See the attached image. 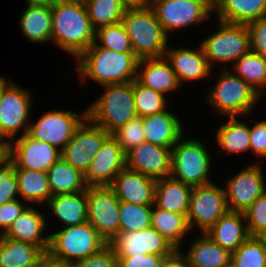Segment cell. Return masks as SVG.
Instances as JSON below:
<instances>
[{"mask_svg": "<svg viewBox=\"0 0 266 267\" xmlns=\"http://www.w3.org/2000/svg\"><path fill=\"white\" fill-rule=\"evenodd\" d=\"M51 42L76 59L95 42L83 0H60L51 8Z\"/></svg>", "mask_w": 266, "mask_h": 267, "instance_id": "cell-1", "label": "cell"}, {"mask_svg": "<svg viewBox=\"0 0 266 267\" xmlns=\"http://www.w3.org/2000/svg\"><path fill=\"white\" fill-rule=\"evenodd\" d=\"M76 60L75 71L84 85L89 79L102 86L125 84L137 77L139 59L133 52H116L94 42Z\"/></svg>", "mask_w": 266, "mask_h": 267, "instance_id": "cell-2", "label": "cell"}, {"mask_svg": "<svg viewBox=\"0 0 266 267\" xmlns=\"http://www.w3.org/2000/svg\"><path fill=\"white\" fill-rule=\"evenodd\" d=\"M135 56L141 59L162 58L168 48L167 35L150 6L126 10L122 20Z\"/></svg>", "mask_w": 266, "mask_h": 267, "instance_id": "cell-3", "label": "cell"}, {"mask_svg": "<svg viewBox=\"0 0 266 267\" xmlns=\"http://www.w3.org/2000/svg\"><path fill=\"white\" fill-rule=\"evenodd\" d=\"M104 92L87 107V118L110 135L129 120L137 117L133 81L125 84H106Z\"/></svg>", "mask_w": 266, "mask_h": 267, "instance_id": "cell-4", "label": "cell"}, {"mask_svg": "<svg viewBox=\"0 0 266 267\" xmlns=\"http://www.w3.org/2000/svg\"><path fill=\"white\" fill-rule=\"evenodd\" d=\"M220 71L216 84L205 99L215 113L241 118L254 112V107L262 97L230 69H220Z\"/></svg>", "mask_w": 266, "mask_h": 267, "instance_id": "cell-5", "label": "cell"}, {"mask_svg": "<svg viewBox=\"0 0 266 267\" xmlns=\"http://www.w3.org/2000/svg\"><path fill=\"white\" fill-rule=\"evenodd\" d=\"M184 139L183 135L172 147L170 176L192 187L212 183L213 161L206 145L198 139Z\"/></svg>", "mask_w": 266, "mask_h": 267, "instance_id": "cell-6", "label": "cell"}, {"mask_svg": "<svg viewBox=\"0 0 266 267\" xmlns=\"http://www.w3.org/2000/svg\"><path fill=\"white\" fill-rule=\"evenodd\" d=\"M216 21L217 31L203 39L200 45L212 69L215 62L222 64L218 69H229L228 63L234 64L250 51L249 31L246 24Z\"/></svg>", "mask_w": 266, "mask_h": 267, "instance_id": "cell-7", "label": "cell"}, {"mask_svg": "<svg viewBox=\"0 0 266 267\" xmlns=\"http://www.w3.org/2000/svg\"><path fill=\"white\" fill-rule=\"evenodd\" d=\"M62 228L49 234L47 253L55 258L75 263L108 244L88 221Z\"/></svg>", "mask_w": 266, "mask_h": 267, "instance_id": "cell-8", "label": "cell"}, {"mask_svg": "<svg viewBox=\"0 0 266 267\" xmlns=\"http://www.w3.org/2000/svg\"><path fill=\"white\" fill-rule=\"evenodd\" d=\"M31 91L9 81L0 95V142L5 146L23 129L27 134L30 110L32 106ZM22 128V129H21Z\"/></svg>", "mask_w": 266, "mask_h": 267, "instance_id": "cell-9", "label": "cell"}, {"mask_svg": "<svg viewBox=\"0 0 266 267\" xmlns=\"http://www.w3.org/2000/svg\"><path fill=\"white\" fill-rule=\"evenodd\" d=\"M86 118L87 109L81 111L80 114L72 110H49L43 113L36 122H30L27 135L62 151L75 130Z\"/></svg>", "mask_w": 266, "mask_h": 267, "instance_id": "cell-10", "label": "cell"}, {"mask_svg": "<svg viewBox=\"0 0 266 267\" xmlns=\"http://www.w3.org/2000/svg\"><path fill=\"white\" fill-rule=\"evenodd\" d=\"M228 211L224 188L214 182L193 187L186 216L189 230L198 227L205 233Z\"/></svg>", "mask_w": 266, "mask_h": 267, "instance_id": "cell-11", "label": "cell"}, {"mask_svg": "<svg viewBox=\"0 0 266 267\" xmlns=\"http://www.w3.org/2000/svg\"><path fill=\"white\" fill-rule=\"evenodd\" d=\"M150 7L167 35L192 25H202L214 12L205 0H151Z\"/></svg>", "mask_w": 266, "mask_h": 267, "instance_id": "cell-12", "label": "cell"}, {"mask_svg": "<svg viewBox=\"0 0 266 267\" xmlns=\"http://www.w3.org/2000/svg\"><path fill=\"white\" fill-rule=\"evenodd\" d=\"M120 200L109 186H88V222L110 243L119 234Z\"/></svg>", "mask_w": 266, "mask_h": 267, "instance_id": "cell-13", "label": "cell"}, {"mask_svg": "<svg viewBox=\"0 0 266 267\" xmlns=\"http://www.w3.org/2000/svg\"><path fill=\"white\" fill-rule=\"evenodd\" d=\"M109 136L110 134L102 127L86 118L61 151V158L85 174L93 158Z\"/></svg>", "mask_w": 266, "mask_h": 267, "instance_id": "cell-14", "label": "cell"}, {"mask_svg": "<svg viewBox=\"0 0 266 267\" xmlns=\"http://www.w3.org/2000/svg\"><path fill=\"white\" fill-rule=\"evenodd\" d=\"M263 166L247 164L240 172L226 179L224 186L229 211L244 212L266 191Z\"/></svg>", "mask_w": 266, "mask_h": 267, "instance_id": "cell-15", "label": "cell"}, {"mask_svg": "<svg viewBox=\"0 0 266 267\" xmlns=\"http://www.w3.org/2000/svg\"><path fill=\"white\" fill-rule=\"evenodd\" d=\"M5 154L14 163L15 169L45 173L61 157L60 150L46 142L34 140L27 134L8 143Z\"/></svg>", "mask_w": 266, "mask_h": 267, "instance_id": "cell-16", "label": "cell"}, {"mask_svg": "<svg viewBox=\"0 0 266 267\" xmlns=\"http://www.w3.org/2000/svg\"><path fill=\"white\" fill-rule=\"evenodd\" d=\"M110 244L117 257H130L141 254L170 256L177 250L153 227L135 232L119 233Z\"/></svg>", "mask_w": 266, "mask_h": 267, "instance_id": "cell-17", "label": "cell"}, {"mask_svg": "<svg viewBox=\"0 0 266 267\" xmlns=\"http://www.w3.org/2000/svg\"><path fill=\"white\" fill-rule=\"evenodd\" d=\"M125 167L126 154L118 141L110 135L84 174L85 182L88 186H110Z\"/></svg>", "mask_w": 266, "mask_h": 267, "instance_id": "cell-18", "label": "cell"}, {"mask_svg": "<svg viewBox=\"0 0 266 267\" xmlns=\"http://www.w3.org/2000/svg\"><path fill=\"white\" fill-rule=\"evenodd\" d=\"M172 148L143 142L126 154V167L155 180L171 175Z\"/></svg>", "mask_w": 266, "mask_h": 267, "instance_id": "cell-19", "label": "cell"}, {"mask_svg": "<svg viewBox=\"0 0 266 267\" xmlns=\"http://www.w3.org/2000/svg\"><path fill=\"white\" fill-rule=\"evenodd\" d=\"M164 57L170 63L180 85L184 82L201 81L209 76L213 69L208 63L204 51L199 45L195 50L171 46L167 48Z\"/></svg>", "mask_w": 266, "mask_h": 267, "instance_id": "cell-20", "label": "cell"}, {"mask_svg": "<svg viewBox=\"0 0 266 267\" xmlns=\"http://www.w3.org/2000/svg\"><path fill=\"white\" fill-rule=\"evenodd\" d=\"M47 218L45 213H41L38 208L29 204L2 236L15 241L30 243L45 253L49 247V235L44 234L48 227Z\"/></svg>", "mask_w": 266, "mask_h": 267, "instance_id": "cell-21", "label": "cell"}, {"mask_svg": "<svg viewBox=\"0 0 266 267\" xmlns=\"http://www.w3.org/2000/svg\"><path fill=\"white\" fill-rule=\"evenodd\" d=\"M156 181L138 171L125 167L118 173L109 187L121 202L153 205Z\"/></svg>", "mask_w": 266, "mask_h": 267, "instance_id": "cell-22", "label": "cell"}, {"mask_svg": "<svg viewBox=\"0 0 266 267\" xmlns=\"http://www.w3.org/2000/svg\"><path fill=\"white\" fill-rule=\"evenodd\" d=\"M136 80L143 86L163 95L181 87L175 72L165 57L138 61Z\"/></svg>", "mask_w": 266, "mask_h": 267, "instance_id": "cell-23", "label": "cell"}, {"mask_svg": "<svg viewBox=\"0 0 266 267\" xmlns=\"http://www.w3.org/2000/svg\"><path fill=\"white\" fill-rule=\"evenodd\" d=\"M145 141L157 146L172 148L184 135L181 120L169 110L142 117Z\"/></svg>", "mask_w": 266, "mask_h": 267, "instance_id": "cell-24", "label": "cell"}, {"mask_svg": "<svg viewBox=\"0 0 266 267\" xmlns=\"http://www.w3.org/2000/svg\"><path fill=\"white\" fill-rule=\"evenodd\" d=\"M206 233L230 253L250 237L244 212L236 211H228Z\"/></svg>", "mask_w": 266, "mask_h": 267, "instance_id": "cell-25", "label": "cell"}, {"mask_svg": "<svg viewBox=\"0 0 266 267\" xmlns=\"http://www.w3.org/2000/svg\"><path fill=\"white\" fill-rule=\"evenodd\" d=\"M51 214L62 222L63 227L81 225L88 221L87 190L73 194L52 196L47 204Z\"/></svg>", "mask_w": 266, "mask_h": 267, "instance_id": "cell-26", "label": "cell"}, {"mask_svg": "<svg viewBox=\"0 0 266 267\" xmlns=\"http://www.w3.org/2000/svg\"><path fill=\"white\" fill-rule=\"evenodd\" d=\"M192 186L171 176L156 181L154 205L162 210L187 216Z\"/></svg>", "mask_w": 266, "mask_h": 267, "instance_id": "cell-27", "label": "cell"}, {"mask_svg": "<svg viewBox=\"0 0 266 267\" xmlns=\"http://www.w3.org/2000/svg\"><path fill=\"white\" fill-rule=\"evenodd\" d=\"M194 238L184 254L190 267H231V253L217 244L206 232Z\"/></svg>", "mask_w": 266, "mask_h": 267, "instance_id": "cell-28", "label": "cell"}, {"mask_svg": "<svg viewBox=\"0 0 266 267\" xmlns=\"http://www.w3.org/2000/svg\"><path fill=\"white\" fill-rule=\"evenodd\" d=\"M22 12L20 29L27 40L33 43L51 42L52 11L50 7L28 5Z\"/></svg>", "mask_w": 266, "mask_h": 267, "instance_id": "cell-29", "label": "cell"}, {"mask_svg": "<svg viewBox=\"0 0 266 267\" xmlns=\"http://www.w3.org/2000/svg\"><path fill=\"white\" fill-rule=\"evenodd\" d=\"M213 13L223 22L247 24L266 18V0H222Z\"/></svg>", "mask_w": 266, "mask_h": 267, "instance_id": "cell-30", "label": "cell"}, {"mask_svg": "<svg viewBox=\"0 0 266 267\" xmlns=\"http://www.w3.org/2000/svg\"><path fill=\"white\" fill-rule=\"evenodd\" d=\"M52 196L86 191L88 185L84 174L59 158L47 171Z\"/></svg>", "mask_w": 266, "mask_h": 267, "instance_id": "cell-31", "label": "cell"}, {"mask_svg": "<svg viewBox=\"0 0 266 267\" xmlns=\"http://www.w3.org/2000/svg\"><path fill=\"white\" fill-rule=\"evenodd\" d=\"M18 181V194L20 200L26 203L43 204L46 206L52 197L48 175L42 171L15 169Z\"/></svg>", "mask_w": 266, "mask_h": 267, "instance_id": "cell-32", "label": "cell"}, {"mask_svg": "<svg viewBox=\"0 0 266 267\" xmlns=\"http://www.w3.org/2000/svg\"><path fill=\"white\" fill-rule=\"evenodd\" d=\"M238 119L237 116L229 117L228 121L216 130L217 146L221 147L226 155L250 151V126Z\"/></svg>", "mask_w": 266, "mask_h": 267, "instance_id": "cell-33", "label": "cell"}, {"mask_svg": "<svg viewBox=\"0 0 266 267\" xmlns=\"http://www.w3.org/2000/svg\"><path fill=\"white\" fill-rule=\"evenodd\" d=\"M42 255L37 246L0 235V267H37Z\"/></svg>", "mask_w": 266, "mask_h": 267, "instance_id": "cell-34", "label": "cell"}, {"mask_svg": "<svg viewBox=\"0 0 266 267\" xmlns=\"http://www.w3.org/2000/svg\"><path fill=\"white\" fill-rule=\"evenodd\" d=\"M151 227L167 239L176 249H180L185 236L190 230L186 217L170 211L162 210L153 204Z\"/></svg>", "mask_w": 266, "mask_h": 267, "instance_id": "cell-35", "label": "cell"}, {"mask_svg": "<svg viewBox=\"0 0 266 267\" xmlns=\"http://www.w3.org/2000/svg\"><path fill=\"white\" fill-rule=\"evenodd\" d=\"M233 73L241 77L262 98L266 91V58L249 51L232 65Z\"/></svg>", "mask_w": 266, "mask_h": 267, "instance_id": "cell-36", "label": "cell"}, {"mask_svg": "<svg viewBox=\"0 0 266 267\" xmlns=\"http://www.w3.org/2000/svg\"><path fill=\"white\" fill-rule=\"evenodd\" d=\"M83 2L95 30L120 23L126 12L120 0H83Z\"/></svg>", "mask_w": 266, "mask_h": 267, "instance_id": "cell-37", "label": "cell"}, {"mask_svg": "<svg viewBox=\"0 0 266 267\" xmlns=\"http://www.w3.org/2000/svg\"><path fill=\"white\" fill-rule=\"evenodd\" d=\"M153 205L121 202L119 207V233L135 232L151 227Z\"/></svg>", "mask_w": 266, "mask_h": 267, "instance_id": "cell-38", "label": "cell"}, {"mask_svg": "<svg viewBox=\"0 0 266 267\" xmlns=\"http://www.w3.org/2000/svg\"><path fill=\"white\" fill-rule=\"evenodd\" d=\"M133 94L138 117L159 114L168 109L169 102L165 95L141 85L136 79L133 80Z\"/></svg>", "mask_w": 266, "mask_h": 267, "instance_id": "cell-39", "label": "cell"}, {"mask_svg": "<svg viewBox=\"0 0 266 267\" xmlns=\"http://www.w3.org/2000/svg\"><path fill=\"white\" fill-rule=\"evenodd\" d=\"M231 267H266V248L258 237H249L233 253Z\"/></svg>", "mask_w": 266, "mask_h": 267, "instance_id": "cell-40", "label": "cell"}, {"mask_svg": "<svg viewBox=\"0 0 266 267\" xmlns=\"http://www.w3.org/2000/svg\"><path fill=\"white\" fill-rule=\"evenodd\" d=\"M95 43L116 52H133L122 22L98 28L95 31Z\"/></svg>", "mask_w": 266, "mask_h": 267, "instance_id": "cell-41", "label": "cell"}, {"mask_svg": "<svg viewBox=\"0 0 266 267\" xmlns=\"http://www.w3.org/2000/svg\"><path fill=\"white\" fill-rule=\"evenodd\" d=\"M125 154L145 142L142 117H135L111 134Z\"/></svg>", "mask_w": 266, "mask_h": 267, "instance_id": "cell-42", "label": "cell"}, {"mask_svg": "<svg viewBox=\"0 0 266 267\" xmlns=\"http://www.w3.org/2000/svg\"><path fill=\"white\" fill-rule=\"evenodd\" d=\"M14 171V163L5 154L0 159V206L19 198L18 181Z\"/></svg>", "mask_w": 266, "mask_h": 267, "instance_id": "cell-43", "label": "cell"}, {"mask_svg": "<svg viewBox=\"0 0 266 267\" xmlns=\"http://www.w3.org/2000/svg\"><path fill=\"white\" fill-rule=\"evenodd\" d=\"M244 214L250 237H258L266 231V191L244 211Z\"/></svg>", "mask_w": 266, "mask_h": 267, "instance_id": "cell-44", "label": "cell"}, {"mask_svg": "<svg viewBox=\"0 0 266 267\" xmlns=\"http://www.w3.org/2000/svg\"><path fill=\"white\" fill-rule=\"evenodd\" d=\"M74 267H117V256L110 243L102 249L74 263Z\"/></svg>", "mask_w": 266, "mask_h": 267, "instance_id": "cell-45", "label": "cell"}, {"mask_svg": "<svg viewBox=\"0 0 266 267\" xmlns=\"http://www.w3.org/2000/svg\"><path fill=\"white\" fill-rule=\"evenodd\" d=\"M250 36V51L266 58V18L246 24Z\"/></svg>", "mask_w": 266, "mask_h": 267, "instance_id": "cell-46", "label": "cell"}, {"mask_svg": "<svg viewBox=\"0 0 266 267\" xmlns=\"http://www.w3.org/2000/svg\"><path fill=\"white\" fill-rule=\"evenodd\" d=\"M250 151L258 158H266V119L250 126Z\"/></svg>", "mask_w": 266, "mask_h": 267, "instance_id": "cell-47", "label": "cell"}, {"mask_svg": "<svg viewBox=\"0 0 266 267\" xmlns=\"http://www.w3.org/2000/svg\"><path fill=\"white\" fill-rule=\"evenodd\" d=\"M27 203L18 199L4 203L0 206V235H2L11 223L25 210Z\"/></svg>", "mask_w": 266, "mask_h": 267, "instance_id": "cell-48", "label": "cell"}, {"mask_svg": "<svg viewBox=\"0 0 266 267\" xmlns=\"http://www.w3.org/2000/svg\"><path fill=\"white\" fill-rule=\"evenodd\" d=\"M164 256L139 254L130 257H117V267H160Z\"/></svg>", "mask_w": 266, "mask_h": 267, "instance_id": "cell-49", "label": "cell"}, {"mask_svg": "<svg viewBox=\"0 0 266 267\" xmlns=\"http://www.w3.org/2000/svg\"><path fill=\"white\" fill-rule=\"evenodd\" d=\"M160 267H190L181 249L175 250L170 256L164 257Z\"/></svg>", "mask_w": 266, "mask_h": 267, "instance_id": "cell-50", "label": "cell"}, {"mask_svg": "<svg viewBox=\"0 0 266 267\" xmlns=\"http://www.w3.org/2000/svg\"><path fill=\"white\" fill-rule=\"evenodd\" d=\"M37 267H74V263L55 258L45 252L40 257Z\"/></svg>", "mask_w": 266, "mask_h": 267, "instance_id": "cell-51", "label": "cell"}, {"mask_svg": "<svg viewBox=\"0 0 266 267\" xmlns=\"http://www.w3.org/2000/svg\"><path fill=\"white\" fill-rule=\"evenodd\" d=\"M126 10L142 9L150 6L151 0H120Z\"/></svg>", "mask_w": 266, "mask_h": 267, "instance_id": "cell-52", "label": "cell"}, {"mask_svg": "<svg viewBox=\"0 0 266 267\" xmlns=\"http://www.w3.org/2000/svg\"><path fill=\"white\" fill-rule=\"evenodd\" d=\"M28 5L45 6L52 8L60 0H25Z\"/></svg>", "mask_w": 266, "mask_h": 267, "instance_id": "cell-53", "label": "cell"}, {"mask_svg": "<svg viewBox=\"0 0 266 267\" xmlns=\"http://www.w3.org/2000/svg\"><path fill=\"white\" fill-rule=\"evenodd\" d=\"M10 80H8L7 78L0 76V95H1V91L4 88V86L9 82Z\"/></svg>", "mask_w": 266, "mask_h": 267, "instance_id": "cell-54", "label": "cell"}, {"mask_svg": "<svg viewBox=\"0 0 266 267\" xmlns=\"http://www.w3.org/2000/svg\"><path fill=\"white\" fill-rule=\"evenodd\" d=\"M213 9H215L222 0H205Z\"/></svg>", "mask_w": 266, "mask_h": 267, "instance_id": "cell-55", "label": "cell"}, {"mask_svg": "<svg viewBox=\"0 0 266 267\" xmlns=\"http://www.w3.org/2000/svg\"><path fill=\"white\" fill-rule=\"evenodd\" d=\"M258 238L263 242L264 247L266 248V231H264Z\"/></svg>", "mask_w": 266, "mask_h": 267, "instance_id": "cell-56", "label": "cell"}, {"mask_svg": "<svg viewBox=\"0 0 266 267\" xmlns=\"http://www.w3.org/2000/svg\"><path fill=\"white\" fill-rule=\"evenodd\" d=\"M5 155V145L0 142V159Z\"/></svg>", "mask_w": 266, "mask_h": 267, "instance_id": "cell-57", "label": "cell"}]
</instances>
